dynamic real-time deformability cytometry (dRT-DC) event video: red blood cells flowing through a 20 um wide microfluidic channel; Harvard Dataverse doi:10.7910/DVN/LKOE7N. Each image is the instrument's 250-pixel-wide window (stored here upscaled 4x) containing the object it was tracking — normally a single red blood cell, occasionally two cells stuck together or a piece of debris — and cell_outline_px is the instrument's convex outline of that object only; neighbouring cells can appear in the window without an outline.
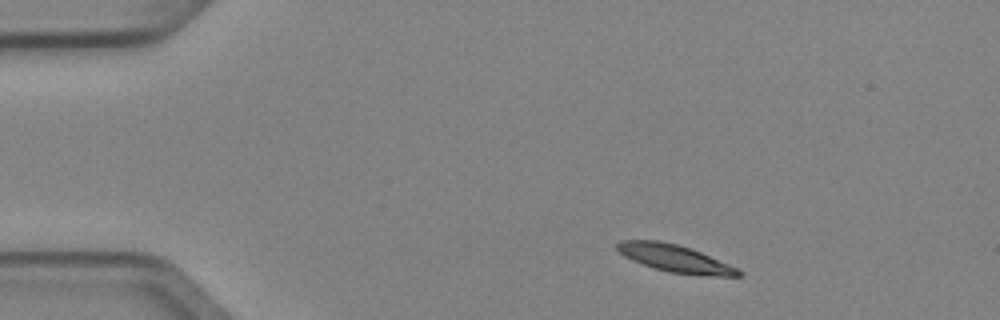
{"species": "Egyptian fruit bat (a non-hibernating species)", "species_latin": "Rousettus aegyptiacus", "temperature_condition": "cold", "stored_images_in_passage": 3, "camera_frame_rate_fps": 3000, "um_per_image_px": 0.085, "animal": {"sex": "female"}, "frame": {"image": 1, "passage_image": 1, "time_ms": 0.0, "image_size_px": [1000, 320], "cell_outline_px": [[744, 276], [712, 276], [668, 272], [652, 268], [632, 260], [624, 256], [616, 248], [616, 244], [620, 240], [660, 240], [692, 248], [728, 264], [744, 272]], "centroid_in_image_um": [57.37, 21.96], "position_along_channel_um": 27.6, "area_um2": 19.42}}